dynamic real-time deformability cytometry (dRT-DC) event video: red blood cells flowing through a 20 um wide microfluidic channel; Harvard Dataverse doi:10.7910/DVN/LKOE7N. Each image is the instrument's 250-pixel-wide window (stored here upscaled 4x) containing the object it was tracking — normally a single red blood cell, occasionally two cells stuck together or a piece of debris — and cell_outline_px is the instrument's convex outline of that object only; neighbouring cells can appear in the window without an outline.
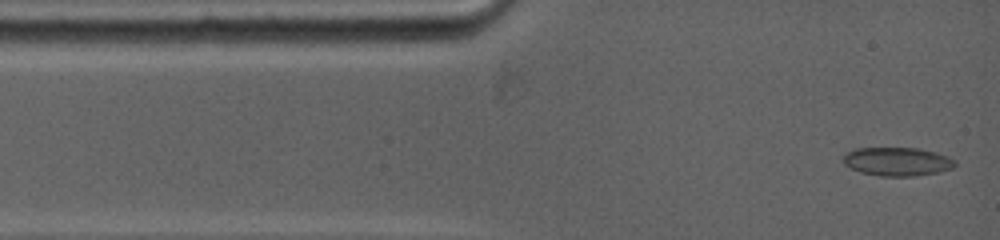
{"species": "common noctule bat (a hibernating species)", "species_latin": "Nyctalus noctula", "temperature_condition": "warm", "stored_images_in_passage": 15, "camera_frame_rate_fps": 5000, "um_per_image_px": 0.085, "animal": {"sex": "female", "body_mass_g": 19.0, "forearm_length_mm": 53.3}, "frame": {"image": 1, "passage_image": 1, "time_ms": 0.0, "image_size_px": [1000, 240], "cell_outline_px": [[956, 164], [952, 168], [936, 172], [912, 176], [880, 176], [860, 172], [844, 164], [844, 152], [856, 148], [920, 148], [936, 152], [948, 156], [956, 160]], "centroid_in_image_um": [76.26, 13.72], "position_along_channel_um": 8.7, "area_um2": 18.61}}
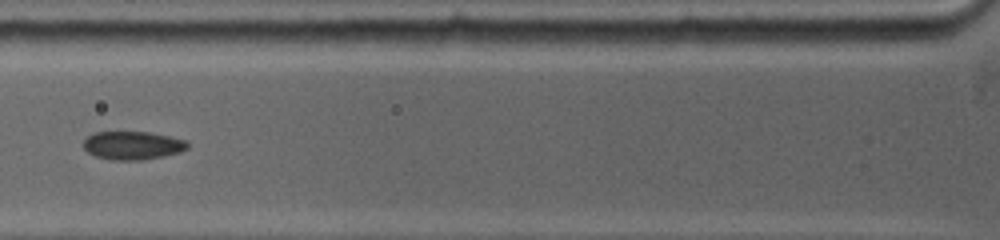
{"frame": {"image": 2, "passage_image": 9, "time_ms": 3.8, "image_size_px": [1000, 240], "cell_outline_px": [[188, 148], [180, 152], [164, 156], [140, 160], [112, 160], [96, 156], [88, 152], [84, 148], [84, 140], [92, 132], [148, 132], [168, 136], [184, 140], [188, 144]], "centroid_in_image_um": [11.25, 12.36], "position_along_channel_um": 114.5, "area_um2": 17.05}}
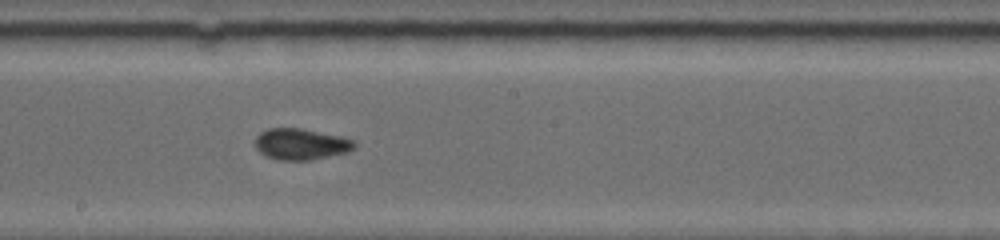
{"frame": {"image": 3, "passage_image": 15, "time_ms": 6.6, "image_size_px": [1000, 240], "cell_outline_px": [[356, 148], [348, 152], [308, 160], [276, 160], [260, 152], [256, 148], [256, 136], [260, 132], [268, 128], [300, 128], [340, 136], [356, 140]], "centroid_in_image_um": [25.6, 12.24], "position_along_channel_um": 222.6, "area_um2": 18.03}}